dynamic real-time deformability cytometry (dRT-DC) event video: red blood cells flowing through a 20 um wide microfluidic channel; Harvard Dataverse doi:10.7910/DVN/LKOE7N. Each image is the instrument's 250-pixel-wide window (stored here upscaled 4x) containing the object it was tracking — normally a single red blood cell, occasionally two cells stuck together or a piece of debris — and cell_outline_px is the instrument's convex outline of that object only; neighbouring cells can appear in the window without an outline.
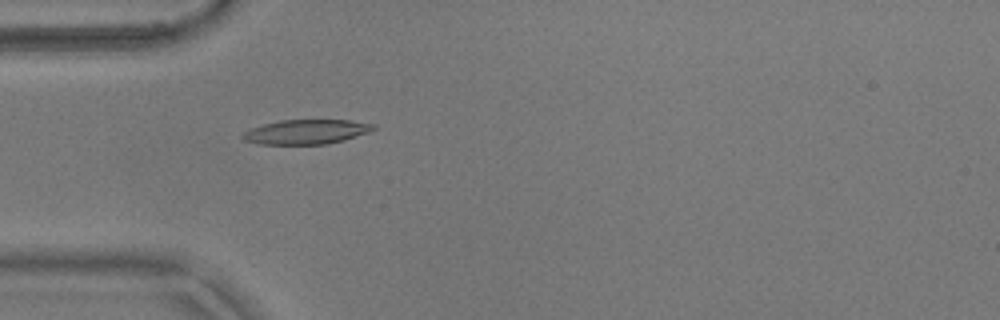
{"species": "common noctule bat (a hibernating species)", "species_latin": "Nyctalus noctula", "temperature_condition": "warm", "stored_images_in_passage": 50, "camera_frame_rate_fps": 3000, "um_per_image_px": 0.085, "animal": {"sex": "male", "body_mass_g": 17.9}, "frame": {"image": 1, "passage_image": 12, "time_ms": 3.667, "image_size_px": [1000, 320], "cell_outline_px": [[376, 128], [368, 132], [344, 140], [328, 144], [260, 144], [244, 140], [240, 136], [244, 132], [252, 128], [264, 124], [280, 120], [352, 120], [376, 124]], "centroid_in_image_um": [26.06, 11.2], "position_along_channel_um": 58.9, "area_um2": 18.67}}
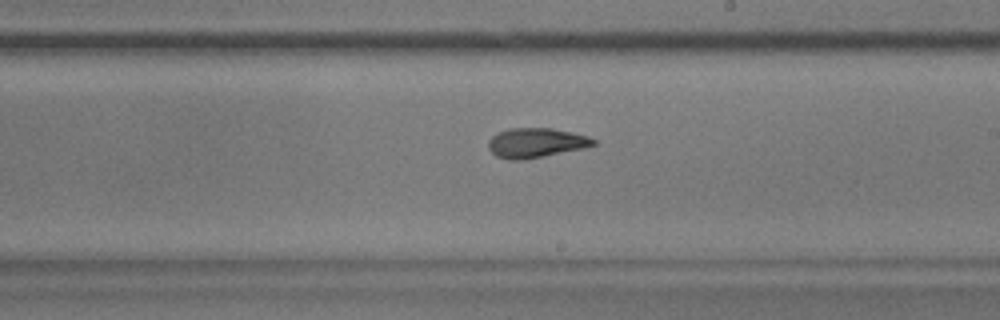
{"frame": {"image": 2, "passage_image": 27, "time_ms": 8.667, "image_size_px": [1000, 320], "cell_outline_px": [[596, 144], [580, 148], [544, 156], [524, 160], [508, 160], [496, 156], [488, 148], [488, 140], [492, 136], [508, 128], [552, 128], [572, 132], [588, 136], [596, 140]], "centroid_in_image_um": [45.51, 12.14], "position_along_channel_um": 243.5, "area_um2": 18.03}}
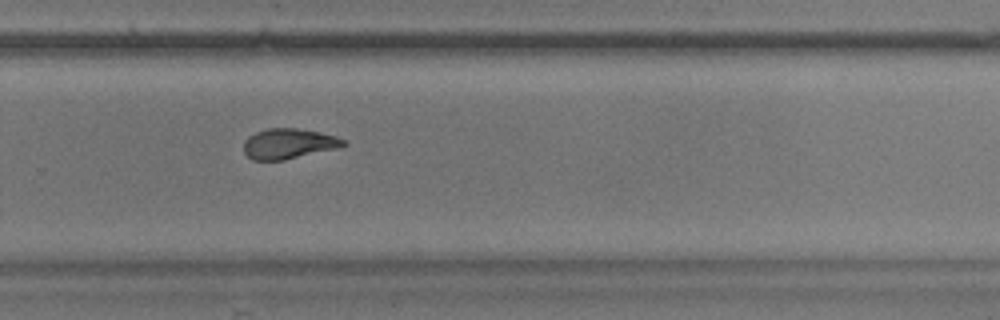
{"frame": {"image": 3, "passage_image": 32, "time_ms": 10.333, "image_size_px": [1000, 320], "cell_outline_px": [[348, 144], [336, 148], [284, 160], [252, 160], [244, 152], [244, 140], [248, 136], [256, 132], [268, 128], [296, 128], [336, 136], [344, 140]], "centroid_in_image_um": [24.49, 12.21], "position_along_channel_um": 305.3, "area_um2": 17.4}, "authors_computed_cell_mechanics": {"area_um2": 18.496, "velocity_mm_per_s": 3.7311, "shape_relaxation_time_tau1_ms": 6.6559, "shape_relaxation_time_tau2_ms": 2.6736, "deformation_change_tau1": 0.216, "deformation_change_tau2": 0.0987}}